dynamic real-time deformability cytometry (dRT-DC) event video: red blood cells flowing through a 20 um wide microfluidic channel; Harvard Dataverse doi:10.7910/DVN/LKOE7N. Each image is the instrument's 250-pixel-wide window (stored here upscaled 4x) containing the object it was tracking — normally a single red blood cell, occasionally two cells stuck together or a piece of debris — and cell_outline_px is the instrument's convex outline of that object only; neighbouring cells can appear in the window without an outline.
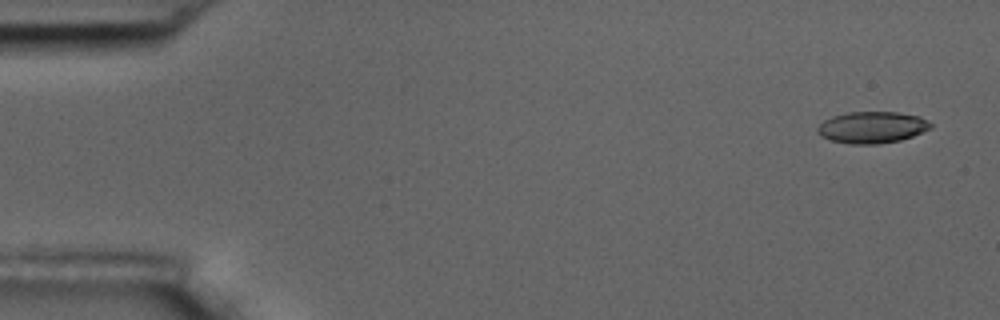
{"species": "common noctule bat (a hibernating species)", "species_latin": "Nyctalus noctula", "temperature_condition": "room temperature", "stored_images_in_passage": 6, "camera_frame_rate_fps": 3000, "um_per_image_px": 0.085, "animal": {"sex": "male", "body_mass_g": 17.5, "forearm_length_mm": 52.3}, "frame": {"image": 1, "passage_image": 1, "time_ms": 0.0, "image_size_px": [1000, 320], "cell_outline_px": [[932, 128], [912, 136], [900, 140], [876, 144], [848, 144], [832, 140], [820, 136], [816, 132], [816, 128], [824, 120], [832, 116], [848, 112], [896, 112], [920, 116], [932, 124]], "centroid_in_image_um": [74.1, 10.82], "position_along_channel_um": 10.9, "area_um2": 20.87}}
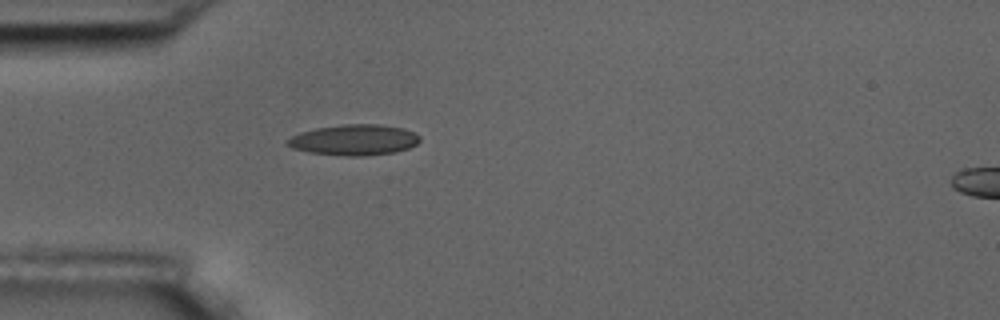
{"frame": {"image": 2, "passage_image": 5, "time_ms": 4.667, "image_size_px": [1000, 320], "cell_outline_px": [[420, 140], [416, 144], [408, 148], [396, 152], [364, 156], [348, 156], [308, 152], [292, 148], [284, 144], [284, 140], [300, 132], [316, 128], [344, 124], [380, 124], [404, 128], [420, 136]], "centroid_in_image_um": [30.07, 11.89], "position_along_channel_um": 54.9, "area_um2": 23.87}}